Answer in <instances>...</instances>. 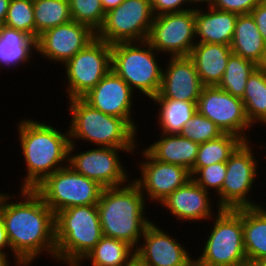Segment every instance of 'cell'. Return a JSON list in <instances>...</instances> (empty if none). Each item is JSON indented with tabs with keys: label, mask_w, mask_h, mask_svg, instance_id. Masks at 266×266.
I'll return each instance as SVG.
<instances>
[{
	"label": "cell",
	"mask_w": 266,
	"mask_h": 266,
	"mask_svg": "<svg viewBox=\"0 0 266 266\" xmlns=\"http://www.w3.org/2000/svg\"><path fill=\"white\" fill-rule=\"evenodd\" d=\"M20 192L18 197L23 199L16 203L8 202L15 195L0 192V215L18 264L15 266L31 265L45 251L55 259V213L34 189Z\"/></svg>",
	"instance_id": "obj_1"
},
{
	"label": "cell",
	"mask_w": 266,
	"mask_h": 266,
	"mask_svg": "<svg viewBox=\"0 0 266 266\" xmlns=\"http://www.w3.org/2000/svg\"><path fill=\"white\" fill-rule=\"evenodd\" d=\"M16 126L27 165V175L21 189H34L47 176L68 165L64 162H68L69 156V130L61 133L62 130L34 119L21 120Z\"/></svg>",
	"instance_id": "obj_2"
},
{
	"label": "cell",
	"mask_w": 266,
	"mask_h": 266,
	"mask_svg": "<svg viewBox=\"0 0 266 266\" xmlns=\"http://www.w3.org/2000/svg\"><path fill=\"white\" fill-rule=\"evenodd\" d=\"M145 201L133 179L122 186L103 188L97 203L103 235L125 241L136 249L152 222L144 215Z\"/></svg>",
	"instance_id": "obj_3"
},
{
	"label": "cell",
	"mask_w": 266,
	"mask_h": 266,
	"mask_svg": "<svg viewBox=\"0 0 266 266\" xmlns=\"http://www.w3.org/2000/svg\"><path fill=\"white\" fill-rule=\"evenodd\" d=\"M97 205L73 206L55 214V260L80 266L102 238Z\"/></svg>",
	"instance_id": "obj_4"
},
{
	"label": "cell",
	"mask_w": 266,
	"mask_h": 266,
	"mask_svg": "<svg viewBox=\"0 0 266 266\" xmlns=\"http://www.w3.org/2000/svg\"><path fill=\"white\" fill-rule=\"evenodd\" d=\"M71 116L70 143L75 139L89 141L99 147L136 149V131L120 117L102 113L83 98L69 99ZM136 147V148H135Z\"/></svg>",
	"instance_id": "obj_5"
},
{
	"label": "cell",
	"mask_w": 266,
	"mask_h": 266,
	"mask_svg": "<svg viewBox=\"0 0 266 266\" xmlns=\"http://www.w3.org/2000/svg\"><path fill=\"white\" fill-rule=\"evenodd\" d=\"M157 53L147 41L112 44L111 70L132 90L138 89V92L152 98L159 93L163 75L156 59Z\"/></svg>",
	"instance_id": "obj_6"
},
{
	"label": "cell",
	"mask_w": 266,
	"mask_h": 266,
	"mask_svg": "<svg viewBox=\"0 0 266 266\" xmlns=\"http://www.w3.org/2000/svg\"><path fill=\"white\" fill-rule=\"evenodd\" d=\"M215 215L213 229L195 266H232L245 261L242 208L218 209Z\"/></svg>",
	"instance_id": "obj_7"
},
{
	"label": "cell",
	"mask_w": 266,
	"mask_h": 266,
	"mask_svg": "<svg viewBox=\"0 0 266 266\" xmlns=\"http://www.w3.org/2000/svg\"><path fill=\"white\" fill-rule=\"evenodd\" d=\"M34 190L56 214L73 206L97 205L103 187L67 165L47 176Z\"/></svg>",
	"instance_id": "obj_8"
},
{
	"label": "cell",
	"mask_w": 266,
	"mask_h": 266,
	"mask_svg": "<svg viewBox=\"0 0 266 266\" xmlns=\"http://www.w3.org/2000/svg\"><path fill=\"white\" fill-rule=\"evenodd\" d=\"M154 20L150 0H124L105 13L96 37L108 44L146 41Z\"/></svg>",
	"instance_id": "obj_9"
},
{
	"label": "cell",
	"mask_w": 266,
	"mask_h": 266,
	"mask_svg": "<svg viewBox=\"0 0 266 266\" xmlns=\"http://www.w3.org/2000/svg\"><path fill=\"white\" fill-rule=\"evenodd\" d=\"M249 141H243L226 161V175L219 196L218 209H239L261 206L247 198L257 176V159Z\"/></svg>",
	"instance_id": "obj_10"
},
{
	"label": "cell",
	"mask_w": 266,
	"mask_h": 266,
	"mask_svg": "<svg viewBox=\"0 0 266 266\" xmlns=\"http://www.w3.org/2000/svg\"><path fill=\"white\" fill-rule=\"evenodd\" d=\"M67 97L82 98L111 70V44L95 37L65 64Z\"/></svg>",
	"instance_id": "obj_11"
},
{
	"label": "cell",
	"mask_w": 266,
	"mask_h": 266,
	"mask_svg": "<svg viewBox=\"0 0 266 266\" xmlns=\"http://www.w3.org/2000/svg\"><path fill=\"white\" fill-rule=\"evenodd\" d=\"M195 8L154 16L147 42L171 57L189 56L196 44Z\"/></svg>",
	"instance_id": "obj_12"
},
{
	"label": "cell",
	"mask_w": 266,
	"mask_h": 266,
	"mask_svg": "<svg viewBox=\"0 0 266 266\" xmlns=\"http://www.w3.org/2000/svg\"><path fill=\"white\" fill-rule=\"evenodd\" d=\"M76 145L70 143L68 165L77 173L96 181L103 188L127 184L128 172L120 162L119 150L135 153V149L97 147L80 153H73ZM72 153V154H71ZM74 154V155H73Z\"/></svg>",
	"instance_id": "obj_13"
},
{
	"label": "cell",
	"mask_w": 266,
	"mask_h": 266,
	"mask_svg": "<svg viewBox=\"0 0 266 266\" xmlns=\"http://www.w3.org/2000/svg\"><path fill=\"white\" fill-rule=\"evenodd\" d=\"M196 105L197 111L216 124L223 133L236 135L243 141L250 140L246 131L252 125L246 117L244 104L240 98L234 97L218 86H203Z\"/></svg>",
	"instance_id": "obj_14"
},
{
	"label": "cell",
	"mask_w": 266,
	"mask_h": 266,
	"mask_svg": "<svg viewBox=\"0 0 266 266\" xmlns=\"http://www.w3.org/2000/svg\"><path fill=\"white\" fill-rule=\"evenodd\" d=\"M151 222L145 229L143 244L135 249L138 266H195L185 246Z\"/></svg>",
	"instance_id": "obj_15"
},
{
	"label": "cell",
	"mask_w": 266,
	"mask_h": 266,
	"mask_svg": "<svg viewBox=\"0 0 266 266\" xmlns=\"http://www.w3.org/2000/svg\"><path fill=\"white\" fill-rule=\"evenodd\" d=\"M142 155L145 161L138 167L141 179L136 178L133 181L146 198L149 196L150 201L160 204L168 195L192 179L190 171L180 165L160 162L146 150H143Z\"/></svg>",
	"instance_id": "obj_16"
},
{
	"label": "cell",
	"mask_w": 266,
	"mask_h": 266,
	"mask_svg": "<svg viewBox=\"0 0 266 266\" xmlns=\"http://www.w3.org/2000/svg\"><path fill=\"white\" fill-rule=\"evenodd\" d=\"M95 37L96 33L88 26L71 20L39 35L36 52L42 54L43 58L64 65Z\"/></svg>",
	"instance_id": "obj_17"
},
{
	"label": "cell",
	"mask_w": 266,
	"mask_h": 266,
	"mask_svg": "<svg viewBox=\"0 0 266 266\" xmlns=\"http://www.w3.org/2000/svg\"><path fill=\"white\" fill-rule=\"evenodd\" d=\"M134 90L113 70H110L82 98L93 108L110 116L123 118L136 132L132 118Z\"/></svg>",
	"instance_id": "obj_18"
},
{
	"label": "cell",
	"mask_w": 266,
	"mask_h": 266,
	"mask_svg": "<svg viewBox=\"0 0 266 266\" xmlns=\"http://www.w3.org/2000/svg\"><path fill=\"white\" fill-rule=\"evenodd\" d=\"M170 57L163 75L159 93L152 98H172L197 104L203 84L195 64L189 56Z\"/></svg>",
	"instance_id": "obj_19"
},
{
	"label": "cell",
	"mask_w": 266,
	"mask_h": 266,
	"mask_svg": "<svg viewBox=\"0 0 266 266\" xmlns=\"http://www.w3.org/2000/svg\"><path fill=\"white\" fill-rule=\"evenodd\" d=\"M212 201L209 198V191H205L193 179L184 186L179 187L168 195L161 205L169 210L176 220L199 221L213 219Z\"/></svg>",
	"instance_id": "obj_20"
},
{
	"label": "cell",
	"mask_w": 266,
	"mask_h": 266,
	"mask_svg": "<svg viewBox=\"0 0 266 266\" xmlns=\"http://www.w3.org/2000/svg\"><path fill=\"white\" fill-rule=\"evenodd\" d=\"M238 14L208 7V11L195 8L196 43H215L230 46ZM198 36V37H197Z\"/></svg>",
	"instance_id": "obj_21"
},
{
	"label": "cell",
	"mask_w": 266,
	"mask_h": 266,
	"mask_svg": "<svg viewBox=\"0 0 266 266\" xmlns=\"http://www.w3.org/2000/svg\"><path fill=\"white\" fill-rule=\"evenodd\" d=\"M232 54L231 47L215 43H196L189 57L195 64L203 86H218Z\"/></svg>",
	"instance_id": "obj_22"
},
{
	"label": "cell",
	"mask_w": 266,
	"mask_h": 266,
	"mask_svg": "<svg viewBox=\"0 0 266 266\" xmlns=\"http://www.w3.org/2000/svg\"><path fill=\"white\" fill-rule=\"evenodd\" d=\"M160 134V139L145 150L160 162L180 165L191 172L197 159L199 144L181 134Z\"/></svg>",
	"instance_id": "obj_23"
},
{
	"label": "cell",
	"mask_w": 266,
	"mask_h": 266,
	"mask_svg": "<svg viewBox=\"0 0 266 266\" xmlns=\"http://www.w3.org/2000/svg\"><path fill=\"white\" fill-rule=\"evenodd\" d=\"M230 47L233 54L256 65L261 61L266 43L251 13L238 15Z\"/></svg>",
	"instance_id": "obj_24"
},
{
	"label": "cell",
	"mask_w": 266,
	"mask_h": 266,
	"mask_svg": "<svg viewBox=\"0 0 266 266\" xmlns=\"http://www.w3.org/2000/svg\"><path fill=\"white\" fill-rule=\"evenodd\" d=\"M37 51V39L25 32L0 25V65L1 67H17L29 62L33 51Z\"/></svg>",
	"instance_id": "obj_25"
},
{
	"label": "cell",
	"mask_w": 266,
	"mask_h": 266,
	"mask_svg": "<svg viewBox=\"0 0 266 266\" xmlns=\"http://www.w3.org/2000/svg\"><path fill=\"white\" fill-rule=\"evenodd\" d=\"M245 254L248 260L266 259V210L264 207L242 208Z\"/></svg>",
	"instance_id": "obj_26"
},
{
	"label": "cell",
	"mask_w": 266,
	"mask_h": 266,
	"mask_svg": "<svg viewBox=\"0 0 266 266\" xmlns=\"http://www.w3.org/2000/svg\"><path fill=\"white\" fill-rule=\"evenodd\" d=\"M136 259L135 248L125 241L103 235L85 260L92 266H125Z\"/></svg>",
	"instance_id": "obj_27"
},
{
	"label": "cell",
	"mask_w": 266,
	"mask_h": 266,
	"mask_svg": "<svg viewBox=\"0 0 266 266\" xmlns=\"http://www.w3.org/2000/svg\"><path fill=\"white\" fill-rule=\"evenodd\" d=\"M160 106L158 125L161 133L167 135L181 134L185 124L197 111L195 102L175 100L172 98H150Z\"/></svg>",
	"instance_id": "obj_28"
},
{
	"label": "cell",
	"mask_w": 266,
	"mask_h": 266,
	"mask_svg": "<svg viewBox=\"0 0 266 266\" xmlns=\"http://www.w3.org/2000/svg\"><path fill=\"white\" fill-rule=\"evenodd\" d=\"M241 100L251 125L256 121L266 124V72L256 68L251 73Z\"/></svg>",
	"instance_id": "obj_29"
},
{
	"label": "cell",
	"mask_w": 266,
	"mask_h": 266,
	"mask_svg": "<svg viewBox=\"0 0 266 266\" xmlns=\"http://www.w3.org/2000/svg\"><path fill=\"white\" fill-rule=\"evenodd\" d=\"M35 39L44 31L70 22L69 0H33Z\"/></svg>",
	"instance_id": "obj_30"
},
{
	"label": "cell",
	"mask_w": 266,
	"mask_h": 266,
	"mask_svg": "<svg viewBox=\"0 0 266 266\" xmlns=\"http://www.w3.org/2000/svg\"><path fill=\"white\" fill-rule=\"evenodd\" d=\"M243 140L233 134L224 133L219 138L199 144L197 159L191 176L199 169L211 164L226 162Z\"/></svg>",
	"instance_id": "obj_31"
},
{
	"label": "cell",
	"mask_w": 266,
	"mask_h": 266,
	"mask_svg": "<svg viewBox=\"0 0 266 266\" xmlns=\"http://www.w3.org/2000/svg\"><path fill=\"white\" fill-rule=\"evenodd\" d=\"M256 68L257 65L254 62L232 53L218 87L242 99L248 77Z\"/></svg>",
	"instance_id": "obj_32"
},
{
	"label": "cell",
	"mask_w": 266,
	"mask_h": 266,
	"mask_svg": "<svg viewBox=\"0 0 266 266\" xmlns=\"http://www.w3.org/2000/svg\"><path fill=\"white\" fill-rule=\"evenodd\" d=\"M35 38L33 0H10L4 24Z\"/></svg>",
	"instance_id": "obj_33"
},
{
	"label": "cell",
	"mask_w": 266,
	"mask_h": 266,
	"mask_svg": "<svg viewBox=\"0 0 266 266\" xmlns=\"http://www.w3.org/2000/svg\"><path fill=\"white\" fill-rule=\"evenodd\" d=\"M69 5L75 22L88 26L95 33L98 32L106 13L101 0H69Z\"/></svg>",
	"instance_id": "obj_34"
},
{
	"label": "cell",
	"mask_w": 266,
	"mask_h": 266,
	"mask_svg": "<svg viewBox=\"0 0 266 266\" xmlns=\"http://www.w3.org/2000/svg\"><path fill=\"white\" fill-rule=\"evenodd\" d=\"M223 134L222 130L216 124L198 111L185 124L181 132L183 137L198 144L214 140Z\"/></svg>",
	"instance_id": "obj_35"
},
{
	"label": "cell",
	"mask_w": 266,
	"mask_h": 266,
	"mask_svg": "<svg viewBox=\"0 0 266 266\" xmlns=\"http://www.w3.org/2000/svg\"><path fill=\"white\" fill-rule=\"evenodd\" d=\"M225 175L226 162H220L199 168L191 177L205 191L212 188L218 194L223 187Z\"/></svg>",
	"instance_id": "obj_36"
},
{
	"label": "cell",
	"mask_w": 266,
	"mask_h": 266,
	"mask_svg": "<svg viewBox=\"0 0 266 266\" xmlns=\"http://www.w3.org/2000/svg\"><path fill=\"white\" fill-rule=\"evenodd\" d=\"M260 3V0H217L214 8L238 15L249 14Z\"/></svg>",
	"instance_id": "obj_37"
},
{
	"label": "cell",
	"mask_w": 266,
	"mask_h": 266,
	"mask_svg": "<svg viewBox=\"0 0 266 266\" xmlns=\"http://www.w3.org/2000/svg\"><path fill=\"white\" fill-rule=\"evenodd\" d=\"M154 16L164 13L182 12L191 8H182L184 4H192L191 0H150Z\"/></svg>",
	"instance_id": "obj_38"
},
{
	"label": "cell",
	"mask_w": 266,
	"mask_h": 266,
	"mask_svg": "<svg viewBox=\"0 0 266 266\" xmlns=\"http://www.w3.org/2000/svg\"><path fill=\"white\" fill-rule=\"evenodd\" d=\"M258 30L266 43V5L259 3L252 11Z\"/></svg>",
	"instance_id": "obj_39"
},
{
	"label": "cell",
	"mask_w": 266,
	"mask_h": 266,
	"mask_svg": "<svg viewBox=\"0 0 266 266\" xmlns=\"http://www.w3.org/2000/svg\"><path fill=\"white\" fill-rule=\"evenodd\" d=\"M8 247L11 250V246H10L7 233H6V229L4 227V223L0 215V252L6 253V251L4 252V250L5 248L7 249Z\"/></svg>",
	"instance_id": "obj_40"
},
{
	"label": "cell",
	"mask_w": 266,
	"mask_h": 266,
	"mask_svg": "<svg viewBox=\"0 0 266 266\" xmlns=\"http://www.w3.org/2000/svg\"><path fill=\"white\" fill-rule=\"evenodd\" d=\"M10 0H0V25H3L7 16Z\"/></svg>",
	"instance_id": "obj_41"
},
{
	"label": "cell",
	"mask_w": 266,
	"mask_h": 266,
	"mask_svg": "<svg viewBox=\"0 0 266 266\" xmlns=\"http://www.w3.org/2000/svg\"><path fill=\"white\" fill-rule=\"evenodd\" d=\"M124 0H101L103 9L105 12L117 7L120 5Z\"/></svg>",
	"instance_id": "obj_42"
},
{
	"label": "cell",
	"mask_w": 266,
	"mask_h": 266,
	"mask_svg": "<svg viewBox=\"0 0 266 266\" xmlns=\"http://www.w3.org/2000/svg\"><path fill=\"white\" fill-rule=\"evenodd\" d=\"M257 68L266 72V48L263 52V56L261 58V61L257 65Z\"/></svg>",
	"instance_id": "obj_43"
},
{
	"label": "cell",
	"mask_w": 266,
	"mask_h": 266,
	"mask_svg": "<svg viewBox=\"0 0 266 266\" xmlns=\"http://www.w3.org/2000/svg\"><path fill=\"white\" fill-rule=\"evenodd\" d=\"M232 266H259V264H258V261L246 259L245 261L234 264Z\"/></svg>",
	"instance_id": "obj_44"
},
{
	"label": "cell",
	"mask_w": 266,
	"mask_h": 266,
	"mask_svg": "<svg viewBox=\"0 0 266 266\" xmlns=\"http://www.w3.org/2000/svg\"><path fill=\"white\" fill-rule=\"evenodd\" d=\"M7 257H9L7 253L0 252V266H9L10 262Z\"/></svg>",
	"instance_id": "obj_45"
},
{
	"label": "cell",
	"mask_w": 266,
	"mask_h": 266,
	"mask_svg": "<svg viewBox=\"0 0 266 266\" xmlns=\"http://www.w3.org/2000/svg\"><path fill=\"white\" fill-rule=\"evenodd\" d=\"M191 1L192 5L193 4L196 5V3L198 4L199 2L201 4L206 3L208 7H213L217 0H191Z\"/></svg>",
	"instance_id": "obj_46"
},
{
	"label": "cell",
	"mask_w": 266,
	"mask_h": 266,
	"mask_svg": "<svg viewBox=\"0 0 266 266\" xmlns=\"http://www.w3.org/2000/svg\"><path fill=\"white\" fill-rule=\"evenodd\" d=\"M259 266H266V259H262L258 261Z\"/></svg>",
	"instance_id": "obj_47"
},
{
	"label": "cell",
	"mask_w": 266,
	"mask_h": 266,
	"mask_svg": "<svg viewBox=\"0 0 266 266\" xmlns=\"http://www.w3.org/2000/svg\"><path fill=\"white\" fill-rule=\"evenodd\" d=\"M125 266H138V264H137V261L135 259L131 264H128V265H125Z\"/></svg>",
	"instance_id": "obj_48"
},
{
	"label": "cell",
	"mask_w": 266,
	"mask_h": 266,
	"mask_svg": "<svg viewBox=\"0 0 266 266\" xmlns=\"http://www.w3.org/2000/svg\"><path fill=\"white\" fill-rule=\"evenodd\" d=\"M260 3L266 5V0H260Z\"/></svg>",
	"instance_id": "obj_49"
}]
</instances>
